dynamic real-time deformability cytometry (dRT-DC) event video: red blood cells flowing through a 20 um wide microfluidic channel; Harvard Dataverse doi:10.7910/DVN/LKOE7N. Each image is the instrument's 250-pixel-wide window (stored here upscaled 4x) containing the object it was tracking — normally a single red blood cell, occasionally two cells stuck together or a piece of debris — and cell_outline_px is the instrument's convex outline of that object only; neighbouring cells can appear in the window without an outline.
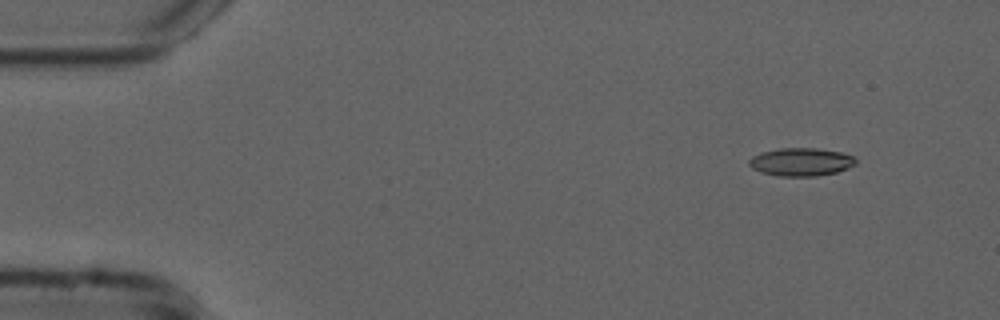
{"species": "common noctule bat (a hibernating species)", "species_latin": "Nyctalus noctula", "temperature_condition": "cold", "stored_images_in_passage": 50, "camera_frame_rate_fps": 3000, "um_per_image_px": 0.085, "animal": {"sex": "male", "forearm_length_mm": 52.5}, "frame": {"image": 1, "passage_image": 1, "time_ms": 0.0, "image_size_px": [1000, 320], "cell_outline_px": [[856, 164], [836, 172], [816, 176], [776, 176], [760, 172], [752, 168], [748, 164], [748, 160], [752, 156], [760, 152], [780, 148], [816, 148], [840, 152], [852, 156], [856, 160]], "centroid_in_image_um": [68.03, 13.76], "position_along_channel_um": 17.0, "area_um2": 17.46}}
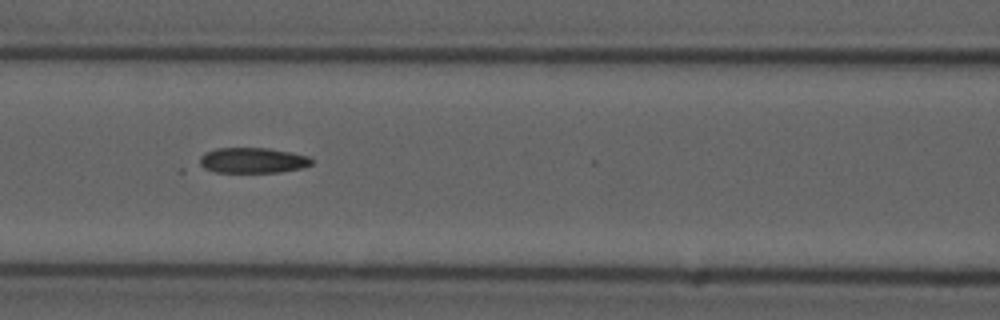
{"frame": {"image": 2, "passage_image": 19, "time_ms": 6.0, "image_size_px": [1000, 320], "cell_outline_px": [[312, 164], [300, 168], [280, 172], [216, 172], [204, 168], [200, 164], [200, 156], [204, 152], [216, 148], [268, 148], [292, 152], [308, 156], [312, 160]], "centroid_in_image_um": [21.46, 13.62], "position_along_channel_um": 145.1, "area_um2": 16.59}}
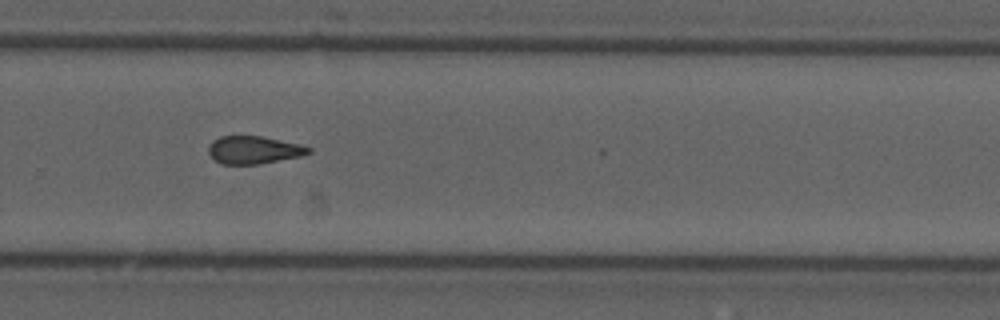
{"frame": {"image": 3, "passage_image": 32, "time_ms": 10.333, "image_size_px": [1000, 320], "cell_outline_px": [[312, 152], [300, 156], [260, 164], [220, 164], [208, 152], [208, 144], [212, 140], [220, 136], [260, 136], [300, 144], [312, 148]], "centroid_in_image_um": [21.56, 12.74], "position_along_channel_um": 308.2, "area_um2": 16.18}, "authors_computed_cell_mechanics": {"area_um2": 16.9643, "velocity_mm_per_s": 3.7861, "shape_relaxation_time_tau1_ms": null, "shape_relaxation_time_tau2_ms": 5.4923, "deformation_change_tau1": null, "deformation_change_tau2": 0.1261}}